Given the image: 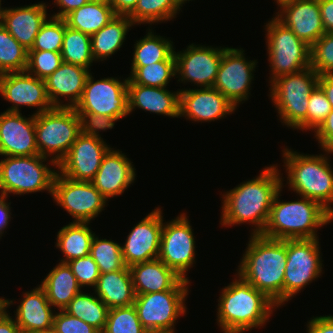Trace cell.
<instances>
[{
  "mask_svg": "<svg viewBox=\"0 0 333 333\" xmlns=\"http://www.w3.org/2000/svg\"><path fill=\"white\" fill-rule=\"evenodd\" d=\"M264 168L256 178L240 183L222 195L221 226L249 223L251 235L262 234L276 193L283 187L277 165Z\"/></svg>",
  "mask_w": 333,
  "mask_h": 333,
  "instance_id": "cell-1",
  "label": "cell"
},
{
  "mask_svg": "<svg viewBox=\"0 0 333 333\" xmlns=\"http://www.w3.org/2000/svg\"><path fill=\"white\" fill-rule=\"evenodd\" d=\"M237 267V274L263 292L279 308L283 304V284L287 261V239L251 235Z\"/></svg>",
  "mask_w": 333,
  "mask_h": 333,
  "instance_id": "cell-2",
  "label": "cell"
},
{
  "mask_svg": "<svg viewBox=\"0 0 333 333\" xmlns=\"http://www.w3.org/2000/svg\"><path fill=\"white\" fill-rule=\"evenodd\" d=\"M218 300L217 324L223 333H243L261 328L278 308L263 292L235 274Z\"/></svg>",
  "mask_w": 333,
  "mask_h": 333,
  "instance_id": "cell-3",
  "label": "cell"
},
{
  "mask_svg": "<svg viewBox=\"0 0 333 333\" xmlns=\"http://www.w3.org/2000/svg\"><path fill=\"white\" fill-rule=\"evenodd\" d=\"M282 187L276 193L262 233L272 239H319L316 229L329 224L333 216L318 202L300 196L296 201H281Z\"/></svg>",
  "mask_w": 333,
  "mask_h": 333,
  "instance_id": "cell-4",
  "label": "cell"
},
{
  "mask_svg": "<svg viewBox=\"0 0 333 333\" xmlns=\"http://www.w3.org/2000/svg\"><path fill=\"white\" fill-rule=\"evenodd\" d=\"M325 154L310 155L282 150L284 167L286 168L289 189L297 195L318 202L333 216V168Z\"/></svg>",
  "mask_w": 333,
  "mask_h": 333,
  "instance_id": "cell-5",
  "label": "cell"
},
{
  "mask_svg": "<svg viewBox=\"0 0 333 333\" xmlns=\"http://www.w3.org/2000/svg\"><path fill=\"white\" fill-rule=\"evenodd\" d=\"M81 134L79 115L71 107H53L35 115V137L39 155L58 168ZM53 155V157H52ZM55 155V156H54Z\"/></svg>",
  "mask_w": 333,
  "mask_h": 333,
  "instance_id": "cell-6",
  "label": "cell"
},
{
  "mask_svg": "<svg viewBox=\"0 0 333 333\" xmlns=\"http://www.w3.org/2000/svg\"><path fill=\"white\" fill-rule=\"evenodd\" d=\"M0 160V194L23 195L48 191L52 196L57 170L49 168L42 155L4 156ZM47 159V160H46Z\"/></svg>",
  "mask_w": 333,
  "mask_h": 333,
  "instance_id": "cell-7",
  "label": "cell"
},
{
  "mask_svg": "<svg viewBox=\"0 0 333 333\" xmlns=\"http://www.w3.org/2000/svg\"><path fill=\"white\" fill-rule=\"evenodd\" d=\"M318 78L319 74L309 67L276 78L269 85V95L283 125L295 130L306 118L308 99L318 86Z\"/></svg>",
  "mask_w": 333,
  "mask_h": 333,
  "instance_id": "cell-8",
  "label": "cell"
},
{
  "mask_svg": "<svg viewBox=\"0 0 333 333\" xmlns=\"http://www.w3.org/2000/svg\"><path fill=\"white\" fill-rule=\"evenodd\" d=\"M270 81L310 67L311 47L276 17L265 25Z\"/></svg>",
  "mask_w": 333,
  "mask_h": 333,
  "instance_id": "cell-9",
  "label": "cell"
},
{
  "mask_svg": "<svg viewBox=\"0 0 333 333\" xmlns=\"http://www.w3.org/2000/svg\"><path fill=\"white\" fill-rule=\"evenodd\" d=\"M189 283L182 279L171 290L135 296L133 305L146 331L166 330L175 333L176 320L186 314Z\"/></svg>",
  "mask_w": 333,
  "mask_h": 333,
  "instance_id": "cell-10",
  "label": "cell"
},
{
  "mask_svg": "<svg viewBox=\"0 0 333 333\" xmlns=\"http://www.w3.org/2000/svg\"><path fill=\"white\" fill-rule=\"evenodd\" d=\"M319 239H287L283 305L322 273Z\"/></svg>",
  "mask_w": 333,
  "mask_h": 333,
  "instance_id": "cell-11",
  "label": "cell"
},
{
  "mask_svg": "<svg viewBox=\"0 0 333 333\" xmlns=\"http://www.w3.org/2000/svg\"><path fill=\"white\" fill-rule=\"evenodd\" d=\"M52 197L74 220L90 223L104 210L107 200L89 181H76L57 172Z\"/></svg>",
  "mask_w": 333,
  "mask_h": 333,
  "instance_id": "cell-12",
  "label": "cell"
},
{
  "mask_svg": "<svg viewBox=\"0 0 333 333\" xmlns=\"http://www.w3.org/2000/svg\"><path fill=\"white\" fill-rule=\"evenodd\" d=\"M127 84L128 78L123 79V82L117 77L94 81L90 73L82 97L74 109L77 113L125 118L129 115Z\"/></svg>",
  "mask_w": 333,
  "mask_h": 333,
  "instance_id": "cell-13",
  "label": "cell"
},
{
  "mask_svg": "<svg viewBox=\"0 0 333 333\" xmlns=\"http://www.w3.org/2000/svg\"><path fill=\"white\" fill-rule=\"evenodd\" d=\"M184 212L170 222H163L158 259L181 278L190 281L187 271L195 262V236Z\"/></svg>",
  "mask_w": 333,
  "mask_h": 333,
  "instance_id": "cell-14",
  "label": "cell"
},
{
  "mask_svg": "<svg viewBox=\"0 0 333 333\" xmlns=\"http://www.w3.org/2000/svg\"><path fill=\"white\" fill-rule=\"evenodd\" d=\"M242 48L225 47L213 88L236 108L248 100L257 60H247Z\"/></svg>",
  "mask_w": 333,
  "mask_h": 333,
  "instance_id": "cell-15",
  "label": "cell"
},
{
  "mask_svg": "<svg viewBox=\"0 0 333 333\" xmlns=\"http://www.w3.org/2000/svg\"><path fill=\"white\" fill-rule=\"evenodd\" d=\"M224 49L192 43L183 51H174L178 81L190 82L200 88L213 87Z\"/></svg>",
  "mask_w": 333,
  "mask_h": 333,
  "instance_id": "cell-16",
  "label": "cell"
},
{
  "mask_svg": "<svg viewBox=\"0 0 333 333\" xmlns=\"http://www.w3.org/2000/svg\"><path fill=\"white\" fill-rule=\"evenodd\" d=\"M0 96L12 103V106L6 110L9 112H21V105L37 107L34 115L53 108L47 95L45 81L27 71L1 74Z\"/></svg>",
  "mask_w": 333,
  "mask_h": 333,
  "instance_id": "cell-17",
  "label": "cell"
},
{
  "mask_svg": "<svg viewBox=\"0 0 333 333\" xmlns=\"http://www.w3.org/2000/svg\"><path fill=\"white\" fill-rule=\"evenodd\" d=\"M162 215L161 208L157 207L129 232L125 243L121 245L125 266L158 258L164 221Z\"/></svg>",
  "mask_w": 333,
  "mask_h": 333,
  "instance_id": "cell-18",
  "label": "cell"
},
{
  "mask_svg": "<svg viewBox=\"0 0 333 333\" xmlns=\"http://www.w3.org/2000/svg\"><path fill=\"white\" fill-rule=\"evenodd\" d=\"M110 148L103 139L81 133L58 164L57 170L72 180L91 182Z\"/></svg>",
  "mask_w": 333,
  "mask_h": 333,
  "instance_id": "cell-19",
  "label": "cell"
},
{
  "mask_svg": "<svg viewBox=\"0 0 333 333\" xmlns=\"http://www.w3.org/2000/svg\"><path fill=\"white\" fill-rule=\"evenodd\" d=\"M179 90V117L184 116L194 122L220 120L237 109L221 92L213 87Z\"/></svg>",
  "mask_w": 333,
  "mask_h": 333,
  "instance_id": "cell-20",
  "label": "cell"
},
{
  "mask_svg": "<svg viewBox=\"0 0 333 333\" xmlns=\"http://www.w3.org/2000/svg\"><path fill=\"white\" fill-rule=\"evenodd\" d=\"M276 18L310 47L325 34L318 0H287Z\"/></svg>",
  "mask_w": 333,
  "mask_h": 333,
  "instance_id": "cell-21",
  "label": "cell"
},
{
  "mask_svg": "<svg viewBox=\"0 0 333 333\" xmlns=\"http://www.w3.org/2000/svg\"><path fill=\"white\" fill-rule=\"evenodd\" d=\"M0 155H39L35 137V115L23 117L21 112L0 114Z\"/></svg>",
  "mask_w": 333,
  "mask_h": 333,
  "instance_id": "cell-22",
  "label": "cell"
},
{
  "mask_svg": "<svg viewBox=\"0 0 333 333\" xmlns=\"http://www.w3.org/2000/svg\"><path fill=\"white\" fill-rule=\"evenodd\" d=\"M122 151L110 148L103 156L99 170L91 181L106 198L120 196L135 181V168Z\"/></svg>",
  "mask_w": 333,
  "mask_h": 333,
  "instance_id": "cell-23",
  "label": "cell"
},
{
  "mask_svg": "<svg viewBox=\"0 0 333 333\" xmlns=\"http://www.w3.org/2000/svg\"><path fill=\"white\" fill-rule=\"evenodd\" d=\"M90 71L82 66L62 62L59 68L45 78L47 95L53 107L74 108L82 97ZM61 97L66 98L68 103L61 101Z\"/></svg>",
  "mask_w": 333,
  "mask_h": 333,
  "instance_id": "cell-24",
  "label": "cell"
},
{
  "mask_svg": "<svg viewBox=\"0 0 333 333\" xmlns=\"http://www.w3.org/2000/svg\"><path fill=\"white\" fill-rule=\"evenodd\" d=\"M45 3H35L15 8H4L2 26L28 51L36 35L48 19Z\"/></svg>",
  "mask_w": 333,
  "mask_h": 333,
  "instance_id": "cell-25",
  "label": "cell"
},
{
  "mask_svg": "<svg viewBox=\"0 0 333 333\" xmlns=\"http://www.w3.org/2000/svg\"><path fill=\"white\" fill-rule=\"evenodd\" d=\"M45 290L39 285L25 292L15 311V322L22 333H49L53 330L54 315Z\"/></svg>",
  "mask_w": 333,
  "mask_h": 333,
  "instance_id": "cell-26",
  "label": "cell"
},
{
  "mask_svg": "<svg viewBox=\"0 0 333 333\" xmlns=\"http://www.w3.org/2000/svg\"><path fill=\"white\" fill-rule=\"evenodd\" d=\"M129 115L139 108L150 113L179 118L180 90L171 92L162 87L127 84Z\"/></svg>",
  "mask_w": 333,
  "mask_h": 333,
  "instance_id": "cell-27",
  "label": "cell"
},
{
  "mask_svg": "<svg viewBox=\"0 0 333 333\" xmlns=\"http://www.w3.org/2000/svg\"><path fill=\"white\" fill-rule=\"evenodd\" d=\"M129 269L135 295L171 290L183 279L158 258L133 264Z\"/></svg>",
  "mask_w": 333,
  "mask_h": 333,
  "instance_id": "cell-28",
  "label": "cell"
},
{
  "mask_svg": "<svg viewBox=\"0 0 333 333\" xmlns=\"http://www.w3.org/2000/svg\"><path fill=\"white\" fill-rule=\"evenodd\" d=\"M94 292L109 308L133 305L135 292L129 267L109 273H100Z\"/></svg>",
  "mask_w": 333,
  "mask_h": 333,
  "instance_id": "cell-29",
  "label": "cell"
},
{
  "mask_svg": "<svg viewBox=\"0 0 333 333\" xmlns=\"http://www.w3.org/2000/svg\"><path fill=\"white\" fill-rule=\"evenodd\" d=\"M40 286L45 290L52 307L64 310L82 290L67 263L59 262L43 279Z\"/></svg>",
  "mask_w": 333,
  "mask_h": 333,
  "instance_id": "cell-30",
  "label": "cell"
},
{
  "mask_svg": "<svg viewBox=\"0 0 333 333\" xmlns=\"http://www.w3.org/2000/svg\"><path fill=\"white\" fill-rule=\"evenodd\" d=\"M134 26L128 16L116 15L109 23L91 35V53L95 61H104L114 55L126 39L130 27Z\"/></svg>",
  "mask_w": 333,
  "mask_h": 333,
  "instance_id": "cell-31",
  "label": "cell"
},
{
  "mask_svg": "<svg viewBox=\"0 0 333 333\" xmlns=\"http://www.w3.org/2000/svg\"><path fill=\"white\" fill-rule=\"evenodd\" d=\"M116 16L111 5L104 2L89 1L67 14L63 19L69 28L93 35Z\"/></svg>",
  "mask_w": 333,
  "mask_h": 333,
  "instance_id": "cell-32",
  "label": "cell"
},
{
  "mask_svg": "<svg viewBox=\"0 0 333 333\" xmlns=\"http://www.w3.org/2000/svg\"><path fill=\"white\" fill-rule=\"evenodd\" d=\"M88 224L90 223L70 222L58 231L55 246L64 255L60 262L67 263L90 254L92 240L96 234Z\"/></svg>",
  "mask_w": 333,
  "mask_h": 333,
  "instance_id": "cell-33",
  "label": "cell"
},
{
  "mask_svg": "<svg viewBox=\"0 0 333 333\" xmlns=\"http://www.w3.org/2000/svg\"><path fill=\"white\" fill-rule=\"evenodd\" d=\"M134 44L131 67H144L152 63L167 60L174 53L173 42L155 35L152 29Z\"/></svg>",
  "mask_w": 333,
  "mask_h": 333,
  "instance_id": "cell-34",
  "label": "cell"
},
{
  "mask_svg": "<svg viewBox=\"0 0 333 333\" xmlns=\"http://www.w3.org/2000/svg\"><path fill=\"white\" fill-rule=\"evenodd\" d=\"M64 310L100 332L104 330L109 312V308L96 294L94 296L83 291L77 294Z\"/></svg>",
  "mask_w": 333,
  "mask_h": 333,
  "instance_id": "cell-35",
  "label": "cell"
},
{
  "mask_svg": "<svg viewBox=\"0 0 333 333\" xmlns=\"http://www.w3.org/2000/svg\"><path fill=\"white\" fill-rule=\"evenodd\" d=\"M128 84L167 88L171 78L176 77L174 53L165 61L152 63L144 67H131Z\"/></svg>",
  "mask_w": 333,
  "mask_h": 333,
  "instance_id": "cell-36",
  "label": "cell"
},
{
  "mask_svg": "<svg viewBox=\"0 0 333 333\" xmlns=\"http://www.w3.org/2000/svg\"><path fill=\"white\" fill-rule=\"evenodd\" d=\"M61 56L63 62L89 69L95 62L91 53L90 35L69 28L65 22Z\"/></svg>",
  "mask_w": 333,
  "mask_h": 333,
  "instance_id": "cell-37",
  "label": "cell"
},
{
  "mask_svg": "<svg viewBox=\"0 0 333 333\" xmlns=\"http://www.w3.org/2000/svg\"><path fill=\"white\" fill-rule=\"evenodd\" d=\"M181 9L174 0H138L135 9L128 15L134 25L170 21Z\"/></svg>",
  "mask_w": 333,
  "mask_h": 333,
  "instance_id": "cell-38",
  "label": "cell"
},
{
  "mask_svg": "<svg viewBox=\"0 0 333 333\" xmlns=\"http://www.w3.org/2000/svg\"><path fill=\"white\" fill-rule=\"evenodd\" d=\"M28 50L0 25V75L26 71Z\"/></svg>",
  "mask_w": 333,
  "mask_h": 333,
  "instance_id": "cell-39",
  "label": "cell"
},
{
  "mask_svg": "<svg viewBox=\"0 0 333 333\" xmlns=\"http://www.w3.org/2000/svg\"><path fill=\"white\" fill-rule=\"evenodd\" d=\"M89 255L97 263L100 273L114 272L125 267L121 244L111 239H99L94 235Z\"/></svg>",
  "mask_w": 333,
  "mask_h": 333,
  "instance_id": "cell-40",
  "label": "cell"
},
{
  "mask_svg": "<svg viewBox=\"0 0 333 333\" xmlns=\"http://www.w3.org/2000/svg\"><path fill=\"white\" fill-rule=\"evenodd\" d=\"M134 305L109 309L107 322L101 333H144Z\"/></svg>",
  "mask_w": 333,
  "mask_h": 333,
  "instance_id": "cell-41",
  "label": "cell"
},
{
  "mask_svg": "<svg viewBox=\"0 0 333 333\" xmlns=\"http://www.w3.org/2000/svg\"><path fill=\"white\" fill-rule=\"evenodd\" d=\"M65 34V20L50 16L36 35L31 50L61 52Z\"/></svg>",
  "mask_w": 333,
  "mask_h": 333,
  "instance_id": "cell-42",
  "label": "cell"
},
{
  "mask_svg": "<svg viewBox=\"0 0 333 333\" xmlns=\"http://www.w3.org/2000/svg\"><path fill=\"white\" fill-rule=\"evenodd\" d=\"M332 106L328 101L323 90L317 86L308 99L307 116L306 118L295 128L305 130H314V132L325 121L328 114L331 112Z\"/></svg>",
  "mask_w": 333,
  "mask_h": 333,
  "instance_id": "cell-43",
  "label": "cell"
},
{
  "mask_svg": "<svg viewBox=\"0 0 333 333\" xmlns=\"http://www.w3.org/2000/svg\"><path fill=\"white\" fill-rule=\"evenodd\" d=\"M310 67L319 76L333 74V33H325L311 46Z\"/></svg>",
  "mask_w": 333,
  "mask_h": 333,
  "instance_id": "cell-44",
  "label": "cell"
},
{
  "mask_svg": "<svg viewBox=\"0 0 333 333\" xmlns=\"http://www.w3.org/2000/svg\"><path fill=\"white\" fill-rule=\"evenodd\" d=\"M62 62L61 52L29 50L26 71L44 80L59 68Z\"/></svg>",
  "mask_w": 333,
  "mask_h": 333,
  "instance_id": "cell-45",
  "label": "cell"
},
{
  "mask_svg": "<svg viewBox=\"0 0 333 333\" xmlns=\"http://www.w3.org/2000/svg\"><path fill=\"white\" fill-rule=\"evenodd\" d=\"M67 264L81 288L85 286L95 287L100 277V271L97 263L90 255L73 259L67 262Z\"/></svg>",
  "mask_w": 333,
  "mask_h": 333,
  "instance_id": "cell-46",
  "label": "cell"
},
{
  "mask_svg": "<svg viewBox=\"0 0 333 333\" xmlns=\"http://www.w3.org/2000/svg\"><path fill=\"white\" fill-rule=\"evenodd\" d=\"M53 331L55 333H101L92 325L68 314L65 310L55 312Z\"/></svg>",
  "mask_w": 333,
  "mask_h": 333,
  "instance_id": "cell-47",
  "label": "cell"
},
{
  "mask_svg": "<svg viewBox=\"0 0 333 333\" xmlns=\"http://www.w3.org/2000/svg\"><path fill=\"white\" fill-rule=\"evenodd\" d=\"M81 122V133L95 138H101L99 132L112 129L115 122L122 119V117H110L105 115L90 114V113H77ZM100 130V131H99Z\"/></svg>",
  "mask_w": 333,
  "mask_h": 333,
  "instance_id": "cell-48",
  "label": "cell"
},
{
  "mask_svg": "<svg viewBox=\"0 0 333 333\" xmlns=\"http://www.w3.org/2000/svg\"><path fill=\"white\" fill-rule=\"evenodd\" d=\"M321 149L333 153V108L321 126L314 132Z\"/></svg>",
  "mask_w": 333,
  "mask_h": 333,
  "instance_id": "cell-49",
  "label": "cell"
},
{
  "mask_svg": "<svg viewBox=\"0 0 333 333\" xmlns=\"http://www.w3.org/2000/svg\"><path fill=\"white\" fill-rule=\"evenodd\" d=\"M12 304L13 300L4 299V308L0 311V333H22L10 313H7L9 311H6Z\"/></svg>",
  "mask_w": 333,
  "mask_h": 333,
  "instance_id": "cell-50",
  "label": "cell"
},
{
  "mask_svg": "<svg viewBox=\"0 0 333 333\" xmlns=\"http://www.w3.org/2000/svg\"><path fill=\"white\" fill-rule=\"evenodd\" d=\"M308 333H333V316L313 317L307 324Z\"/></svg>",
  "mask_w": 333,
  "mask_h": 333,
  "instance_id": "cell-51",
  "label": "cell"
},
{
  "mask_svg": "<svg viewBox=\"0 0 333 333\" xmlns=\"http://www.w3.org/2000/svg\"><path fill=\"white\" fill-rule=\"evenodd\" d=\"M325 33H333V0H318Z\"/></svg>",
  "mask_w": 333,
  "mask_h": 333,
  "instance_id": "cell-52",
  "label": "cell"
},
{
  "mask_svg": "<svg viewBox=\"0 0 333 333\" xmlns=\"http://www.w3.org/2000/svg\"><path fill=\"white\" fill-rule=\"evenodd\" d=\"M89 1L90 0H54V5L56 4L57 7H59L60 11L51 16L63 19L67 14H69L75 9L80 8Z\"/></svg>",
  "mask_w": 333,
  "mask_h": 333,
  "instance_id": "cell-53",
  "label": "cell"
},
{
  "mask_svg": "<svg viewBox=\"0 0 333 333\" xmlns=\"http://www.w3.org/2000/svg\"><path fill=\"white\" fill-rule=\"evenodd\" d=\"M7 196L0 195V239L2 234H4V230L7 229V225H9V221L11 220V208L10 203L6 202Z\"/></svg>",
  "mask_w": 333,
  "mask_h": 333,
  "instance_id": "cell-54",
  "label": "cell"
},
{
  "mask_svg": "<svg viewBox=\"0 0 333 333\" xmlns=\"http://www.w3.org/2000/svg\"><path fill=\"white\" fill-rule=\"evenodd\" d=\"M138 0H111L110 5L116 15L128 16L134 9Z\"/></svg>",
  "mask_w": 333,
  "mask_h": 333,
  "instance_id": "cell-55",
  "label": "cell"
},
{
  "mask_svg": "<svg viewBox=\"0 0 333 333\" xmlns=\"http://www.w3.org/2000/svg\"><path fill=\"white\" fill-rule=\"evenodd\" d=\"M318 86L323 90L333 108V74L319 76Z\"/></svg>",
  "mask_w": 333,
  "mask_h": 333,
  "instance_id": "cell-56",
  "label": "cell"
},
{
  "mask_svg": "<svg viewBox=\"0 0 333 333\" xmlns=\"http://www.w3.org/2000/svg\"><path fill=\"white\" fill-rule=\"evenodd\" d=\"M187 1H190V0H174L175 4L180 8L182 9L181 7L183 6V4L185 5V3ZM192 1V0H191Z\"/></svg>",
  "mask_w": 333,
  "mask_h": 333,
  "instance_id": "cell-57",
  "label": "cell"
},
{
  "mask_svg": "<svg viewBox=\"0 0 333 333\" xmlns=\"http://www.w3.org/2000/svg\"><path fill=\"white\" fill-rule=\"evenodd\" d=\"M144 333H173V332L166 331V330H149V331H145Z\"/></svg>",
  "mask_w": 333,
  "mask_h": 333,
  "instance_id": "cell-58",
  "label": "cell"
},
{
  "mask_svg": "<svg viewBox=\"0 0 333 333\" xmlns=\"http://www.w3.org/2000/svg\"><path fill=\"white\" fill-rule=\"evenodd\" d=\"M1 1L2 0H0V25H2V15H3V10H4V8L1 7V5H2Z\"/></svg>",
  "mask_w": 333,
  "mask_h": 333,
  "instance_id": "cell-59",
  "label": "cell"
},
{
  "mask_svg": "<svg viewBox=\"0 0 333 333\" xmlns=\"http://www.w3.org/2000/svg\"><path fill=\"white\" fill-rule=\"evenodd\" d=\"M4 297L0 298V311L4 308Z\"/></svg>",
  "mask_w": 333,
  "mask_h": 333,
  "instance_id": "cell-60",
  "label": "cell"
},
{
  "mask_svg": "<svg viewBox=\"0 0 333 333\" xmlns=\"http://www.w3.org/2000/svg\"><path fill=\"white\" fill-rule=\"evenodd\" d=\"M90 1H98L110 4L111 0H90Z\"/></svg>",
  "mask_w": 333,
  "mask_h": 333,
  "instance_id": "cell-61",
  "label": "cell"
},
{
  "mask_svg": "<svg viewBox=\"0 0 333 333\" xmlns=\"http://www.w3.org/2000/svg\"><path fill=\"white\" fill-rule=\"evenodd\" d=\"M274 1L277 3V5H279L280 3L287 1V0H274Z\"/></svg>",
  "mask_w": 333,
  "mask_h": 333,
  "instance_id": "cell-62",
  "label": "cell"
}]
</instances>
